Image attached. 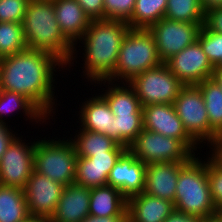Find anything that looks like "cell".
Listing matches in <instances>:
<instances>
[{
    "label": "cell",
    "mask_w": 222,
    "mask_h": 222,
    "mask_svg": "<svg viewBox=\"0 0 222 222\" xmlns=\"http://www.w3.org/2000/svg\"><path fill=\"white\" fill-rule=\"evenodd\" d=\"M0 62V90L24 95L49 121L52 119L56 123L57 120H53L55 119L53 116L58 113L57 105L61 104L56 99L59 98L55 91L59 82L56 76L64 74L66 66L50 53L29 48L3 57ZM60 71H62L61 74Z\"/></svg>",
    "instance_id": "1"
},
{
    "label": "cell",
    "mask_w": 222,
    "mask_h": 222,
    "mask_svg": "<svg viewBox=\"0 0 222 222\" xmlns=\"http://www.w3.org/2000/svg\"><path fill=\"white\" fill-rule=\"evenodd\" d=\"M129 28V24L122 20H91L86 32L74 44L72 58L67 64L66 70H68L71 75L70 70H73L75 67L77 68V62H79L78 68L80 66L79 64L83 63L81 65L83 66L81 67V70H83L81 73L83 75L80 74V76L84 78L86 84H89V87L96 81L110 80L115 74V66L121 43ZM77 58L80 61L82 59V63H80Z\"/></svg>",
    "instance_id": "2"
},
{
    "label": "cell",
    "mask_w": 222,
    "mask_h": 222,
    "mask_svg": "<svg viewBox=\"0 0 222 222\" xmlns=\"http://www.w3.org/2000/svg\"><path fill=\"white\" fill-rule=\"evenodd\" d=\"M22 26L29 49L50 53L67 66L74 44L60 29L53 0H30Z\"/></svg>",
    "instance_id": "3"
},
{
    "label": "cell",
    "mask_w": 222,
    "mask_h": 222,
    "mask_svg": "<svg viewBox=\"0 0 222 222\" xmlns=\"http://www.w3.org/2000/svg\"><path fill=\"white\" fill-rule=\"evenodd\" d=\"M204 154L194 155L181 168L174 199L175 210L197 220L217 213L207 177V150Z\"/></svg>",
    "instance_id": "4"
},
{
    "label": "cell",
    "mask_w": 222,
    "mask_h": 222,
    "mask_svg": "<svg viewBox=\"0 0 222 222\" xmlns=\"http://www.w3.org/2000/svg\"><path fill=\"white\" fill-rule=\"evenodd\" d=\"M162 63L150 31L129 28L121 43L115 74L109 81L129 83L135 76Z\"/></svg>",
    "instance_id": "5"
},
{
    "label": "cell",
    "mask_w": 222,
    "mask_h": 222,
    "mask_svg": "<svg viewBox=\"0 0 222 222\" xmlns=\"http://www.w3.org/2000/svg\"><path fill=\"white\" fill-rule=\"evenodd\" d=\"M60 136H35L34 171L67 186L74 184L77 154L72 142Z\"/></svg>",
    "instance_id": "6"
},
{
    "label": "cell",
    "mask_w": 222,
    "mask_h": 222,
    "mask_svg": "<svg viewBox=\"0 0 222 222\" xmlns=\"http://www.w3.org/2000/svg\"><path fill=\"white\" fill-rule=\"evenodd\" d=\"M173 105L185 130L201 147L210 150L221 139L210 127L204 98L196 85L184 86Z\"/></svg>",
    "instance_id": "7"
},
{
    "label": "cell",
    "mask_w": 222,
    "mask_h": 222,
    "mask_svg": "<svg viewBox=\"0 0 222 222\" xmlns=\"http://www.w3.org/2000/svg\"><path fill=\"white\" fill-rule=\"evenodd\" d=\"M128 84L134 89L142 107L159 103L173 104L185 86L166 63L135 76Z\"/></svg>",
    "instance_id": "8"
},
{
    "label": "cell",
    "mask_w": 222,
    "mask_h": 222,
    "mask_svg": "<svg viewBox=\"0 0 222 222\" xmlns=\"http://www.w3.org/2000/svg\"><path fill=\"white\" fill-rule=\"evenodd\" d=\"M128 149L144 164L188 162L195 155L181 140L145 128Z\"/></svg>",
    "instance_id": "9"
},
{
    "label": "cell",
    "mask_w": 222,
    "mask_h": 222,
    "mask_svg": "<svg viewBox=\"0 0 222 222\" xmlns=\"http://www.w3.org/2000/svg\"><path fill=\"white\" fill-rule=\"evenodd\" d=\"M23 136L19 133L0 159V185L23 189L34 171L35 138Z\"/></svg>",
    "instance_id": "10"
},
{
    "label": "cell",
    "mask_w": 222,
    "mask_h": 222,
    "mask_svg": "<svg viewBox=\"0 0 222 222\" xmlns=\"http://www.w3.org/2000/svg\"><path fill=\"white\" fill-rule=\"evenodd\" d=\"M204 23H188L162 18L148 30L154 37L158 55L163 63L197 40Z\"/></svg>",
    "instance_id": "11"
},
{
    "label": "cell",
    "mask_w": 222,
    "mask_h": 222,
    "mask_svg": "<svg viewBox=\"0 0 222 222\" xmlns=\"http://www.w3.org/2000/svg\"><path fill=\"white\" fill-rule=\"evenodd\" d=\"M142 112L143 128L181 140L195 155L203 152L204 149L185 130L173 104H149L142 107Z\"/></svg>",
    "instance_id": "12"
},
{
    "label": "cell",
    "mask_w": 222,
    "mask_h": 222,
    "mask_svg": "<svg viewBox=\"0 0 222 222\" xmlns=\"http://www.w3.org/2000/svg\"><path fill=\"white\" fill-rule=\"evenodd\" d=\"M170 71L185 85H198L211 78L214 66L198 40L165 62Z\"/></svg>",
    "instance_id": "13"
},
{
    "label": "cell",
    "mask_w": 222,
    "mask_h": 222,
    "mask_svg": "<svg viewBox=\"0 0 222 222\" xmlns=\"http://www.w3.org/2000/svg\"><path fill=\"white\" fill-rule=\"evenodd\" d=\"M64 185L33 171L23 188L30 217L50 219L60 200Z\"/></svg>",
    "instance_id": "14"
},
{
    "label": "cell",
    "mask_w": 222,
    "mask_h": 222,
    "mask_svg": "<svg viewBox=\"0 0 222 222\" xmlns=\"http://www.w3.org/2000/svg\"><path fill=\"white\" fill-rule=\"evenodd\" d=\"M146 164L127 149L108 175L107 185L117 188L128 199L144 192Z\"/></svg>",
    "instance_id": "15"
},
{
    "label": "cell",
    "mask_w": 222,
    "mask_h": 222,
    "mask_svg": "<svg viewBox=\"0 0 222 222\" xmlns=\"http://www.w3.org/2000/svg\"><path fill=\"white\" fill-rule=\"evenodd\" d=\"M96 93V94H95ZM92 97L82 100L79 103V109L77 123L79 127L84 130L99 132L105 134L114 140V117L115 115L111 112L109 104L106 100L97 92Z\"/></svg>",
    "instance_id": "16"
},
{
    "label": "cell",
    "mask_w": 222,
    "mask_h": 222,
    "mask_svg": "<svg viewBox=\"0 0 222 222\" xmlns=\"http://www.w3.org/2000/svg\"><path fill=\"white\" fill-rule=\"evenodd\" d=\"M187 162H155L146 164L144 192L174 203L179 171Z\"/></svg>",
    "instance_id": "17"
},
{
    "label": "cell",
    "mask_w": 222,
    "mask_h": 222,
    "mask_svg": "<svg viewBox=\"0 0 222 222\" xmlns=\"http://www.w3.org/2000/svg\"><path fill=\"white\" fill-rule=\"evenodd\" d=\"M90 188L71 184L64 186L50 222H81L89 215Z\"/></svg>",
    "instance_id": "18"
},
{
    "label": "cell",
    "mask_w": 222,
    "mask_h": 222,
    "mask_svg": "<svg viewBox=\"0 0 222 222\" xmlns=\"http://www.w3.org/2000/svg\"><path fill=\"white\" fill-rule=\"evenodd\" d=\"M91 85H94L95 88L97 86L93 92L100 90L98 93L109 104L111 112L114 115H143L141 102L134 89L128 83H114L109 80H100ZM99 87L101 89H98Z\"/></svg>",
    "instance_id": "19"
},
{
    "label": "cell",
    "mask_w": 222,
    "mask_h": 222,
    "mask_svg": "<svg viewBox=\"0 0 222 222\" xmlns=\"http://www.w3.org/2000/svg\"><path fill=\"white\" fill-rule=\"evenodd\" d=\"M175 210L173 202L141 192L127 199L128 222H164Z\"/></svg>",
    "instance_id": "20"
},
{
    "label": "cell",
    "mask_w": 222,
    "mask_h": 222,
    "mask_svg": "<svg viewBox=\"0 0 222 222\" xmlns=\"http://www.w3.org/2000/svg\"><path fill=\"white\" fill-rule=\"evenodd\" d=\"M53 1L56 20L60 29L75 44L90 26V17L76 0Z\"/></svg>",
    "instance_id": "21"
},
{
    "label": "cell",
    "mask_w": 222,
    "mask_h": 222,
    "mask_svg": "<svg viewBox=\"0 0 222 222\" xmlns=\"http://www.w3.org/2000/svg\"><path fill=\"white\" fill-rule=\"evenodd\" d=\"M15 112L18 115L21 114L20 116L22 117L24 116V121H29L28 124L32 123L31 125L32 127L34 125V128H38L43 124H52V121H46L49 119L24 95L11 91L0 90V122L10 125L8 123L11 120V115L14 114L12 116L14 117Z\"/></svg>",
    "instance_id": "22"
},
{
    "label": "cell",
    "mask_w": 222,
    "mask_h": 222,
    "mask_svg": "<svg viewBox=\"0 0 222 222\" xmlns=\"http://www.w3.org/2000/svg\"><path fill=\"white\" fill-rule=\"evenodd\" d=\"M89 215L127 216V198L110 185L90 188Z\"/></svg>",
    "instance_id": "23"
},
{
    "label": "cell",
    "mask_w": 222,
    "mask_h": 222,
    "mask_svg": "<svg viewBox=\"0 0 222 222\" xmlns=\"http://www.w3.org/2000/svg\"><path fill=\"white\" fill-rule=\"evenodd\" d=\"M78 127V128H77ZM73 134H68L77 157H90L92 154L104 152H125L128 148L118 144L112 138L99 132L88 131L77 126ZM79 129V130H78ZM77 132V133H76Z\"/></svg>",
    "instance_id": "24"
},
{
    "label": "cell",
    "mask_w": 222,
    "mask_h": 222,
    "mask_svg": "<svg viewBox=\"0 0 222 222\" xmlns=\"http://www.w3.org/2000/svg\"><path fill=\"white\" fill-rule=\"evenodd\" d=\"M29 217L23 189L0 185V222H24Z\"/></svg>",
    "instance_id": "25"
},
{
    "label": "cell",
    "mask_w": 222,
    "mask_h": 222,
    "mask_svg": "<svg viewBox=\"0 0 222 222\" xmlns=\"http://www.w3.org/2000/svg\"><path fill=\"white\" fill-rule=\"evenodd\" d=\"M204 98L210 127L222 138V89L212 78L196 85Z\"/></svg>",
    "instance_id": "26"
},
{
    "label": "cell",
    "mask_w": 222,
    "mask_h": 222,
    "mask_svg": "<svg viewBox=\"0 0 222 222\" xmlns=\"http://www.w3.org/2000/svg\"><path fill=\"white\" fill-rule=\"evenodd\" d=\"M167 0H136L131 19L127 22L130 28L148 29L164 18Z\"/></svg>",
    "instance_id": "27"
},
{
    "label": "cell",
    "mask_w": 222,
    "mask_h": 222,
    "mask_svg": "<svg viewBox=\"0 0 222 222\" xmlns=\"http://www.w3.org/2000/svg\"><path fill=\"white\" fill-rule=\"evenodd\" d=\"M164 17L188 23H204L205 13L199 0H167Z\"/></svg>",
    "instance_id": "28"
},
{
    "label": "cell",
    "mask_w": 222,
    "mask_h": 222,
    "mask_svg": "<svg viewBox=\"0 0 222 222\" xmlns=\"http://www.w3.org/2000/svg\"><path fill=\"white\" fill-rule=\"evenodd\" d=\"M112 168H98L88 157H77L74 184L93 188L107 185Z\"/></svg>",
    "instance_id": "29"
},
{
    "label": "cell",
    "mask_w": 222,
    "mask_h": 222,
    "mask_svg": "<svg viewBox=\"0 0 222 222\" xmlns=\"http://www.w3.org/2000/svg\"><path fill=\"white\" fill-rule=\"evenodd\" d=\"M27 48L22 23L0 22V59Z\"/></svg>",
    "instance_id": "30"
},
{
    "label": "cell",
    "mask_w": 222,
    "mask_h": 222,
    "mask_svg": "<svg viewBox=\"0 0 222 222\" xmlns=\"http://www.w3.org/2000/svg\"><path fill=\"white\" fill-rule=\"evenodd\" d=\"M143 130V115H115L114 141L127 148Z\"/></svg>",
    "instance_id": "31"
},
{
    "label": "cell",
    "mask_w": 222,
    "mask_h": 222,
    "mask_svg": "<svg viewBox=\"0 0 222 222\" xmlns=\"http://www.w3.org/2000/svg\"><path fill=\"white\" fill-rule=\"evenodd\" d=\"M197 40L214 68H222V33L213 32L203 25Z\"/></svg>",
    "instance_id": "32"
},
{
    "label": "cell",
    "mask_w": 222,
    "mask_h": 222,
    "mask_svg": "<svg viewBox=\"0 0 222 222\" xmlns=\"http://www.w3.org/2000/svg\"><path fill=\"white\" fill-rule=\"evenodd\" d=\"M207 177L216 211L222 208V163L208 150Z\"/></svg>",
    "instance_id": "33"
},
{
    "label": "cell",
    "mask_w": 222,
    "mask_h": 222,
    "mask_svg": "<svg viewBox=\"0 0 222 222\" xmlns=\"http://www.w3.org/2000/svg\"><path fill=\"white\" fill-rule=\"evenodd\" d=\"M136 0H104V19L128 22L131 19Z\"/></svg>",
    "instance_id": "34"
},
{
    "label": "cell",
    "mask_w": 222,
    "mask_h": 222,
    "mask_svg": "<svg viewBox=\"0 0 222 222\" xmlns=\"http://www.w3.org/2000/svg\"><path fill=\"white\" fill-rule=\"evenodd\" d=\"M30 0H0V22L22 23Z\"/></svg>",
    "instance_id": "35"
},
{
    "label": "cell",
    "mask_w": 222,
    "mask_h": 222,
    "mask_svg": "<svg viewBox=\"0 0 222 222\" xmlns=\"http://www.w3.org/2000/svg\"><path fill=\"white\" fill-rule=\"evenodd\" d=\"M91 20L104 19V0H76Z\"/></svg>",
    "instance_id": "36"
},
{
    "label": "cell",
    "mask_w": 222,
    "mask_h": 222,
    "mask_svg": "<svg viewBox=\"0 0 222 222\" xmlns=\"http://www.w3.org/2000/svg\"><path fill=\"white\" fill-rule=\"evenodd\" d=\"M123 153L124 152H104L100 154H92L88 158L92 160V164L98 168H113Z\"/></svg>",
    "instance_id": "37"
},
{
    "label": "cell",
    "mask_w": 222,
    "mask_h": 222,
    "mask_svg": "<svg viewBox=\"0 0 222 222\" xmlns=\"http://www.w3.org/2000/svg\"><path fill=\"white\" fill-rule=\"evenodd\" d=\"M204 25L213 32L222 33V8H215L206 12Z\"/></svg>",
    "instance_id": "38"
},
{
    "label": "cell",
    "mask_w": 222,
    "mask_h": 222,
    "mask_svg": "<svg viewBox=\"0 0 222 222\" xmlns=\"http://www.w3.org/2000/svg\"><path fill=\"white\" fill-rule=\"evenodd\" d=\"M11 125L0 122V159L2 155L6 152L8 145L11 141L18 135V129L13 130ZM17 130V131H15Z\"/></svg>",
    "instance_id": "39"
},
{
    "label": "cell",
    "mask_w": 222,
    "mask_h": 222,
    "mask_svg": "<svg viewBox=\"0 0 222 222\" xmlns=\"http://www.w3.org/2000/svg\"><path fill=\"white\" fill-rule=\"evenodd\" d=\"M164 222H198V220L193 216L174 210Z\"/></svg>",
    "instance_id": "40"
},
{
    "label": "cell",
    "mask_w": 222,
    "mask_h": 222,
    "mask_svg": "<svg viewBox=\"0 0 222 222\" xmlns=\"http://www.w3.org/2000/svg\"><path fill=\"white\" fill-rule=\"evenodd\" d=\"M81 222H128L127 216H108L98 217L88 215Z\"/></svg>",
    "instance_id": "41"
},
{
    "label": "cell",
    "mask_w": 222,
    "mask_h": 222,
    "mask_svg": "<svg viewBox=\"0 0 222 222\" xmlns=\"http://www.w3.org/2000/svg\"><path fill=\"white\" fill-rule=\"evenodd\" d=\"M204 13L215 9L222 8V0H199Z\"/></svg>",
    "instance_id": "42"
},
{
    "label": "cell",
    "mask_w": 222,
    "mask_h": 222,
    "mask_svg": "<svg viewBox=\"0 0 222 222\" xmlns=\"http://www.w3.org/2000/svg\"><path fill=\"white\" fill-rule=\"evenodd\" d=\"M209 151L222 163V138Z\"/></svg>",
    "instance_id": "43"
},
{
    "label": "cell",
    "mask_w": 222,
    "mask_h": 222,
    "mask_svg": "<svg viewBox=\"0 0 222 222\" xmlns=\"http://www.w3.org/2000/svg\"><path fill=\"white\" fill-rule=\"evenodd\" d=\"M222 89V68H214L212 77H211Z\"/></svg>",
    "instance_id": "44"
},
{
    "label": "cell",
    "mask_w": 222,
    "mask_h": 222,
    "mask_svg": "<svg viewBox=\"0 0 222 222\" xmlns=\"http://www.w3.org/2000/svg\"><path fill=\"white\" fill-rule=\"evenodd\" d=\"M198 222H222V218L218 215V213H216L214 215L200 219Z\"/></svg>",
    "instance_id": "45"
},
{
    "label": "cell",
    "mask_w": 222,
    "mask_h": 222,
    "mask_svg": "<svg viewBox=\"0 0 222 222\" xmlns=\"http://www.w3.org/2000/svg\"><path fill=\"white\" fill-rule=\"evenodd\" d=\"M24 222H50L49 219L40 218V217H29Z\"/></svg>",
    "instance_id": "46"
},
{
    "label": "cell",
    "mask_w": 222,
    "mask_h": 222,
    "mask_svg": "<svg viewBox=\"0 0 222 222\" xmlns=\"http://www.w3.org/2000/svg\"><path fill=\"white\" fill-rule=\"evenodd\" d=\"M218 215L222 218V208L217 211Z\"/></svg>",
    "instance_id": "47"
},
{
    "label": "cell",
    "mask_w": 222,
    "mask_h": 222,
    "mask_svg": "<svg viewBox=\"0 0 222 222\" xmlns=\"http://www.w3.org/2000/svg\"><path fill=\"white\" fill-rule=\"evenodd\" d=\"M0 86H1V62H0Z\"/></svg>",
    "instance_id": "48"
}]
</instances>
